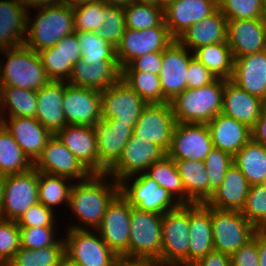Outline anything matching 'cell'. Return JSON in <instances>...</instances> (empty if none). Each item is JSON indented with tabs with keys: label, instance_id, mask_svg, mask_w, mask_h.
Returning a JSON list of instances; mask_svg holds the SVG:
<instances>
[{
	"label": "cell",
	"instance_id": "cell-68",
	"mask_svg": "<svg viewBox=\"0 0 266 266\" xmlns=\"http://www.w3.org/2000/svg\"><path fill=\"white\" fill-rule=\"evenodd\" d=\"M59 266H78V265L72 263L71 261H69L64 257Z\"/></svg>",
	"mask_w": 266,
	"mask_h": 266
},
{
	"label": "cell",
	"instance_id": "cell-12",
	"mask_svg": "<svg viewBox=\"0 0 266 266\" xmlns=\"http://www.w3.org/2000/svg\"><path fill=\"white\" fill-rule=\"evenodd\" d=\"M213 148L207 124L176 122L167 156L173 160L204 161Z\"/></svg>",
	"mask_w": 266,
	"mask_h": 266
},
{
	"label": "cell",
	"instance_id": "cell-6",
	"mask_svg": "<svg viewBox=\"0 0 266 266\" xmlns=\"http://www.w3.org/2000/svg\"><path fill=\"white\" fill-rule=\"evenodd\" d=\"M189 204L163 214L161 266H188Z\"/></svg>",
	"mask_w": 266,
	"mask_h": 266
},
{
	"label": "cell",
	"instance_id": "cell-72",
	"mask_svg": "<svg viewBox=\"0 0 266 266\" xmlns=\"http://www.w3.org/2000/svg\"><path fill=\"white\" fill-rule=\"evenodd\" d=\"M261 1H262V4H263V8H264V10L266 12V0H261Z\"/></svg>",
	"mask_w": 266,
	"mask_h": 266
},
{
	"label": "cell",
	"instance_id": "cell-35",
	"mask_svg": "<svg viewBox=\"0 0 266 266\" xmlns=\"http://www.w3.org/2000/svg\"><path fill=\"white\" fill-rule=\"evenodd\" d=\"M234 165L250 185L266 184V147L250 140L234 156Z\"/></svg>",
	"mask_w": 266,
	"mask_h": 266
},
{
	"label": "cell",
	"instance_id": "cell-21",
	"mask_svg": "<svg viewBox=\"0 0 266 266\" xmlns=\"http://www.w3.org/2000/svg\"><path fill=\"white\" fill-rule=\"evenodd\" d=\"M227 21V43L234 59L266 50V18Z\"/></svg>",
	"mask_w": 266,
	"mask_h": 266
},
{
	"label": "cell",
	"instance_id": "cell-22",
	"mask_svg": "<svg viewBox=\"0 0 266 266\" xmlns=\"http://www.w3.org/2000/svg\"><path fill=\"white\" fill-rule=\"evenodd\" d=\"M97 140L98 161L108 171L120 158L133 135V127L118 120L99 119L93 126Z\"/></svg>",
	"mask_w": 266,
	"mask_h": 266
},
{
	"label": "cell",
	"instance_id": "cell-44",
	"mask_svg": "<svg viewBox=\"0 0 266 266\" xmlns=\"http://www.w3.org/2000/svg\"><path fill=\"white\" fill-rule=\"evenodd\" d=\"M126 28L143 30L159 26L164 21V9L133 2L124 8Z\"/></svg>",
	"mask_w": 266,
	"mask_h": 266
},
{
	"label": "cell",
	"instance_id": "cell-50",
	"mask_svg": "<svg viewBox=\"0 0 266 266\" xmlns=\"http://www.w3.org/2000/svg\"><path fill=\"white\" fill-rule=\"evenodd\" d=\"M126 29L124 8L106 5L104 7V23L96 34L103 40L117 46Z\"/></svg>",
	"mask_w": 266,
	"mask_h": 266
},
{
	"label": "cell",
	"instance_id": "cell-70",
	"mask_svg": "<svg viewBox=\"0 0 266 266\" xmlns=\"http://www.w3.org/2000/svg\"><path fill=\"white\" fill-rule=\"evenodd\" d=\"M0 266H7L6 261H4L1 257H0Z\"/></svg>",
	"mask_w": 266,
	"mask_h": 266
},
{
	"label": "cell",
	"instance_id": "cell-52",
	"mask_svg": "<svg viewBox=\"0 0 266 266\" xmlns=\"http://www.w3.org/2000/svg\"><path fill=\"white\" fill-rule=\"evenodd\" d=\"M20 248V229L16 221L0 218V257L8 263Z\"/></svg>",
	"mask_w": 266,
	"mask_h": 266
},
{
	"label": "cell",
	"instance_id": "cell-9",
	"mask_svg": "<svg viewBox=\"0 0 266 266\" xmlns=\"http://www.w3.org/2000/svg\"><path fill=\"white\" fill-rule=\"evenodd\" d=\"M175 39L163 21L159 26L136 30L126 28L116 46V57L122 69L130 61L153 52H163Z\"/></svg>",
	"mask_w": 266,
	"mask_h": 266
},
{
	"label": "cell",
	"instance_id": "cell-63",
	"mask_svg": "<svg viewBox=\"0 0 266 266\" xmlns=\"http://www.w3.org/2000/svg\"><path fill=\"white\" fill-rule=\"evenodd\" d=\"M106 5L109 6H117L125 8L126 6L130 5L134 2V0H102Z\"/></svg>",
	"mask_w": 266,
	"mask_h": 266
},
{
	"label": "cell",
	"instance_id": "cell-56",
	"mask_svg": "<svg viewBox=\"0 0 266 266\" xmlns=\"http://www.w3.org/2000/svg\"><path fill=\"white\" fill-rule=\"evenodd\" d=\"M216 77L200 62L193 58L188 67L186 88L194 89L210 84Z\"/></svg>",
	"mask_w": 266,
	"mask_h": 266
},
{
	"label": "cell",
	"instance_id": "cell-60",
	"mask_svg": "<svg viewBox=\"0 0 266 266\" xmlns=\"http://www.w3.org/2000/svg\"><path fill=\"white\" fill-rule=\"evenodd\" d=\"M252 140L266 147V106L257 122L251 128Z\"/></svg>",
	"mask_w": 266,
	"mask_h": 266
},
{
	"label": "cell",
	"instance_id": "cell-46",
	"mask_svg": "<svg viewBox=\"0 0 266 266\" xmlns=\"http://www.w3.org/2000/svg\"><path fill=\"white\" fill-rule=\"evenodd\" d=\"M208 173V200L222 184L227 170L234 164L233 156L218 148H213L204 160Z\"/></svg>",
	"mask_w": 266,
	"mask_h": 266
},
{
	"label": "cell",
	"instance_id": "cell-45",
	"mask_svg": "<svg viewBox=\"0 0 266 266\" xmlns=\"http://www.w3.org/2000/svg\"><path fill=\"white\" fill-rule=\"evenodd\" d=\"M217 3L227 20L266 18L261 0H217Z\"/></svg>",
	"mask_w": 266,
	"mask_h": 266
},
{
	"label": "cell",
	"instance_id": "cell-2",
	"mask_svg": "<svg viewBox=\"0 0 266 266\" xmlns=\"http://www.w3.org/2000/svg\"><path fill=\"white\" fill-rule=\"evenodd\" d=\"M225 79L216 78L208 85L188 89L178 94L171 102L176 122L208 124L222 113Z\"/></svg>",
	"mask_w": 266,
	"mask_h": 266
},
{
	"label": "cell",
	"instance_id": "cell-39",
	"mask_svg": "<svg viewBox=\"0 0 266 266\" xmlns=\"http://www.w3.org/2000/svg\"><path fill=\"white\" fill-rule=\"evenodd\" d=\"M145 174L160 187L176 198L179 204H186V192L175 161L167 155L149 166ZM176 194V195H175Z\"/></svg>",
	"mask_w": 266,
	"mask_h": 266
},
{
	"label": "cell",
	"instance_id": "cell-17",
	"mask_svg": "<svg viewBox=\"0 0 266 266\" xmlns=\"http://www.w3.org/2000/svg\"><path fill=\"white\" fill-rule=\"evenodd\" d=\"M132 207L120 193L107 206L96 229L102 240L116 254L123 255L129 247Z\"/></svg>",
	"mask_w": 266,
	"mask_h": 266
},
{
	"label": "cell",
	"instance_id": "cell-4",
	"mask_svg": "<svg viewBox=\"0 0 266 266\" xmlns=\"http://www.w3.org/2000/svg\"><path fill=\"white\" fill-rule=\"evenodd\" d=\"M6 58L1 65L3 87H17L38 91L51 80L42 66L38 52L25 45L1 49Z\"/></svg>",
	"mask_w": 266,
	"mask_h": 266
},
{
	"label": "cell",
	"instance_id": "cell-55",
	"mask_svg": "<svg viewBox=\"0 0 266 266\" xmlns=\"http://www.w3.org/2000/svg\"><path fill=\"white\" fill-rule=\"evenodd\" d=\"M230 257L232 266H259L257 231Z\"/></svg>",
	"mask_w": 266,
	"mask_h": 266
},
{
	"label": "cell",
	"instance_id": "cell-18",
	"mask_svg": "<svg viewBox=\"0 0 266 266\" xmlns=\"http://www.w3.org/2000/svg\"><path fill=\"white\" fill-rule=\"evenodd\" d=\"M62 106L67 125L94 126L101 119V91L65 81Z\"/></svg>",
	"mask_w": 266,
	"mask_h": 266
},
{
	"label": "cell",
	"instance_id": "cell-14",
	"mask_svg": "<svg viewBox=\"0 0 266 266\" xmlns=\"http://www.w3.org/2000/svg\"><path fill=\"white\" fill-rule=\"evenodd\" d=\"M148 104L121 78L101 91V119L118 120L133 128Z\"/></svg>",
	"mask_w": 266,
	"mask_h": 266
},
{
	"label": "cell",
	"instance_id": "cell-3",
	"mask_svg": "<svg viewBox=\"0 0 266 266\" xmlns=\"http://www.w3.org/2000/svg\"><path fill=\"white\" fill-rule=\"evenodd\" d=\"M36 9L39 11L35 19H30L28 11L26 25L28 35H25L27 37L23 43L26 47L39 52L54 46L64 36L75 32L73 10L66 4Z\"/></svg>",
	"mask_w": 266,
	"mask_h": 266
},
{
	"label": "cell",
	"instance_id": "cell-11",
	"mask_svg": "<svg viewBox=\"0 0 266 266\" xmlns=\"http://www.w3.org/2000/svg\"><path fill=\"white\" fill-rule=\"evenodd\" d=\"M38 171L7 175L4 183L1 219L17 221L38 202Z\"/></svg>",
	"mask_w": 266,
	"mask_h": 266
},
{
	"label": "cell",
	"instance_id": "cell-61",
	"mask_svg": "<svg viewBox=\"0 0 266 266\" xmlns=\"http://www.w3.org/2000/svg\"><path fill=\"white\" fill-rule=\"evenodd\" d=\"M257 247L259 266H266V234L262 230H257Z\"/></svg>",
	"mask_w": 266,
	"mask_h": 266
},
{
	"label": "cell",
	"instance_id": "cell-27",
	"mask_svg": "<svg viewBox=\"0 0 266 266\" xmlns=\"http://www.w3.org/2000/svg\"><path fill=\"white\" fill-rule=\"evenodd\" d=\"M231 80L266 102V50L234 59Z\"/></svg>",
	"mask_w": 266,
	"mask_h": 266
},
{
	"label": "cell",
	"instance_id": "cell-65",
	"mask_svg": "<svg viewBox=\"0 0 266 266\" xmlns=\"http://www.w3.org/2000/svg\"><path fill=\"white\" fill-rule=\"evenodd\" d=\"M6 176H7L6 174L0 173V218L2 214L3 192H4V183Z\"/></svg>",
	"mask_w": 266,
	"mask_h": 266
},
{
	"label": "cell",
	"instance_id": "cell-49",
	"mask_svg": "<svg viewBox=\"0 0 266 266\" xmlns=\"http://www.w3.org/2000/svg\"><path fill=\"white\" fill-rule=\"evenodd\" d=\"M105 6L102 0H97L72 9L75 32H96L101 29Z\"/></svg>",
	"mask_w": 266,
	"mask_h": 266
},
{
	"label": "cell",
	"instance_id": "cell-41",
	"mask_svg": "<svg viewBox=\"0 0 266 266\" xmlns=\"http://www.w3.org/2000/svg\"><path fill=\"white\" fill-rule=\"evenodd\" d=\"M69 178L38 172V202L53 210L54 205L69 204L72 184Z\"/></svg>",
	"mask_w": 266,
	"mask_h": 266
},
{
	"label": "cell",
	"instance_id": "cell-20",
	"mask_svg": "<svg viewBox=\"0 0 266 266\" xmlns=\"http://www.w3.org/2000/svg\"><path fill=\"white\" fill-rule=\"evenodd\" d=\"M55 135L91 174L107 173L98 161L97 140L93 126L66 125Z\"/></svg>",
	"mask_w": 266,
	"mask_h": 266
},
{
	"label": "cell",
	"instance_id": "cell-71",
	"mask_svg": "<svg viewBox=\"0 0 266 266\" xmlns=\"http://www.w3.org/2000/svg\"><path fill=\"white\" fill-rule=\"evenodd\" d=\"M5 1H8V0H5ZM9 1L11 2V0H9ZM12 2H14V3H24L23 0H12Z\"/></svg>",
	"mask_w": 266,
	"mask_h": 266
},
{
	"label": "cell",
	"instance_id": "cell-10",
	"mask_svg": "<svg viewBox=\"0 0 266 266\" xmlns=\"http://www.w3.org/2000/svg\"><path fill=\"white\" fill-rule=\"evenodd\" d=\"M137 175L134 176L136 179H133L131 185L127 184L128 181L119 182V193L131 207L163 215L180 205L167 190L160 187L145 173Z\"/></svg>",
	"mask_w": 266,
	"mask_h": 266
},
{
	"label": "cell",
	"instance_id": "cell-7",
	"mask_svg": "<svg viewBox=\"0 0 266 266\" xmlns=\"http://www.w3.org/2000/svg\"><path fill=\"white\" fill-rule=\"evenodd\" d=\"M84 225L75 224L64 240L65 258L78 266H110L117 256L102 240Z\"/></svg>",
	"mask_w": 266,
	"mask_h": 266
},
{
	"label": "cell",
	"instance_id": "cell-13",
	"mask_svg": "<svg viewBox=\"0 0 266 266\" xmlns=\"http://www.w3.org/2000/svg\"><path fill=\"white\" fill-rule=\"evenodd\" d=\"M167 153L158 145L131 136L118 161L107 171L108 178L118 183L127 181L136 174L145 173L154 162L163 159ZM110 176V177H109Z\"/></svg>",
	"mask_w": 266,
	"mask_h": 266
},
{
	"label": "cell",
	"instance_id": "cell-34",
	"mask_svg": "<svg viewBox=\"0 0 266 266\" xmlns=\"http://www.w3.org/2000/svg\"><path fill=\"white\" fill-rule=\"evenodd\" d=\"M186 192V204L208 201V173L204 161L174 160Z\"/></svg>",
	"mask_w": 266,
	"mask_h": 266
},
{
	"label": "cell",
	"instance_id": "cell-48",
	"mask_svg": "<svg viewBox=\"0 0 266 266\" xmlns=\"http://www.w3.org/2000/svg\"><path fill=\"white\" fill-rule=\"evenodd\" d=\"M42 66L51 81H68L73 64L55 46L43 49L38 52Z\"/></svg>",
	"mask_w": 266,
	"mask_h": 266
},
{
	"label": "cell",
	"instance_id": "cell-25",
	"mask_svg": "<svg viewBox=\"0 0 266 266\" xmlns=\"http://www.w3.org/2000/svg\"><path fill=\"white\" fill-rule=\"evenodd\" d=\"M266 102L251 95L231 79H225L222 113L252 128L259 119Z\"/></svg>",
	"mask_w": 266,
	"mask_h": 266
},
{
	"label": "cell",
	"instance_id": "cell-58",
	"mask_svg": "<svg viewBox=\"0 0 266 266\" xmlns=\"http://www.w3.org/2000/svg\"><path fill=\"white\" fill-rule=\"evenodd\" d=\"M191 266H232L231 257L220 251L213 250L199 258Z\"/></svg>",
	"mask_w": 266,
	"mask_h": 266
},
{
	"label": "cell",
	"instance_id": "cell-23",
	"mask_svg": "<svg viewBox=\"0 0 266 266\" xmlns=\"http://www.w3.org/2000/svg\"><path fill=\"white\" fill-rule=\"evenodd\" d=\"M217 9V0H175L164 8V22L171 36L177 39L190 26Z\"/></svg>",
	"mask_w": 266,
	"mask_h": 266
},
{
	"label": "cell",
	"instance_id": "cell-26",
	"mask_svg": "<svg viewBox=\"0 0 266 266\" xmlns=\"http://www.w3.org/2000/svg\"><path fill=\"white\" fill-rule=\"evenodd\" d=\"M188 266L214 250L211 207L205 204H189Z\"/></svg>",
	"mask_w": 266,
	"mask_h": 266
},
{
	"label": "cell",
	"instance_id": "cell-53",
	"mask_svg": "<svg viewBox=\"0 0 266 266\" xmlns=\"http://www.w3.org/2000/svg\"><path fill=\"white\" fill-rule=\"evenodd\" d=\"M53 210L40 202L29 209L16 221L19 228L55 227Z\"/></svg>",
	"mask_w": 266,
	"mask_h": 266
},
{
	"label": "cell",
	"instance_id": "cell-59",
	"mask_svg": "<svg viewBox=\"0 0 266 266\" xmlns=\"http://www.w3.org/2000/svg\"><path fill=\"white\" fill-rule=\"evenodd\" d=\"M110 266H157V264L147 258L128 257L117 255Z\"/></svg>",
	"mask_w": 266,
	"mask_h": 266
},
{
	"label": "cell",
	"instance_id": "cell-57",
	"mask_svg": "<svg viewBox=\"0 0 266 266\" xmlns=\"http://www.w3.org/2000/svg\"><path fill=\"white\" fill-rule=\"evenodd\" d=\"M74 65L81 59V48L76 38V32L64 36L54 45Z\"/></svg>",
	"mask_w": 266,
	"mask_h": 266
},
{
	"label": "cell",
	"instance_id": "cell-51",
	"mask_svg": "<svg viewBox=\"0 0 266 266\" xmlns=\"http://www.w3.org/2000/svg\"><path fill=\"white\" fill-rule=\"evenodd\" d=\"M20 229V245L27 249L64 246V240H55L54 227H30Z\"/></svg>",
	"mask_w": 266,
	"mask_h": 266
},
{
	"label": "cell",
	"instance_id": "cell-69",
	"mask_svg": "<svg viewBox=\"0 0 266 266\" xmlns=\"http://www.w3.org/2000/svg\"><path fill=\"white\" fill-rule=\"evenodd\" d=\"M0 66H1V63H0ZM2 87H3V83H2L1 68H0V93H1Z\"/></svg>",
	"mask_w": 266,
	"mask_h": 266
},
{
	"label": "cell",
	"instance_id": "cell-36",
	"mask_svg": "<svg viewBox=\"0 0 266 266\" xmlns=\"http://www.w3.org/2000/svg\"><path fill=\"white\" fill-rule=\"evenodd\" d=\"M193 56L216 78H232L234 58L227 41L201 46L194 50Z\"/></svg>",
	"mask_w": 266,
	"mask_h": 266
},
{
	"label": "cell",
	"instance_id": "cell-31",
	"mask_svg": "<svg viewBox=\"0 0 266 266\" xmlns=\"http://www.w3.org/2000/svg\"><path fill=\"white\" fill-rule=\"evenodd\" d=\"M121 78L118 63H86L80 59L73 65L67 81L76 87L92 88L103 91L114 85Z\"/></svg>",
	"mask_w": 266,
	"mask_h": 266
},
{
	"label": "cell",
	"instance_id": "cell-30",
	"mask_svg": "<svg viewBox=\"0 0 266 266\" xmlns=\"http://www.w3.org/2000/svg\"><path fill=\"white\" fill-rule=\"evenodd\" d=\"M250 186L243 173L233 164L227 170L220 187L212 194L206 204L219 210L241 212Z\"/></svg>",
	"mask_w": 266,
	"mask_h": 266
},
{
	"label": "cell",
	"instance_id": "cell-64",
	"mask_svg": "<svg viewBox=\"0 0 266 266\" xmlns=\"http://www.w3.org/2000/svg\"><path fill=\"white\" fill-rule=\"evenodd\" d=\"M97 0H63V4H66L71 9L85 5L90 2H95Z\"/></svg>",
	"mask_w": 266,
	"mask_h": 266
},
{
	"label": "cell",
	"instance_id": "cell-28",
	"mask_svg": "<svg viewBox=\"0 0 266 266\" xmlns=\"http://www.w3.org/2000/svg\"><path fill=\"white\" fill-rule=\"evenodd\" d=\"M65 81H50L37 91L36 119L53 135L67 123L63 112Z\"/></svg>",
	"mask_w": 266,
	"mask_h": 266
},
{
	"label": "cell",
	"instance_id": "cell-62",
	"mask_svg": "<svg viewBox=\"0 0 266 266\" xmlns=\"http://www.w3.org/2000/svg\"><path fill=\"white\" fill-rule=\"evenodd\" d=\"M27 8H40L45 6L60 5L63 0H23Z\"/></svg>",
	"mask_w": 266,
	"mask_h": 266
},
{
	"label": "cell",
	"instance_id": "cell-8",
	"mask_svg": "<svg viewBox=\"0 0 266 266\" xmlns=\"http://www.w3.org/2000/svg\"><path fill=\"white\" fill-rule=\"evenodd\" d=\"M214 250L231 256L250 240L257 229L240 211L211 207Z\"/></svg>",
	"mask_w": 266,
	"mask_h": 266
},
{
	"label": "cell",
	"instance_id": "cell-15",
	"mask_svg": "<svg viewBox=\"0 0 266 266\" xmlns=\"http://www.w3.org/2000/svg\"><path fill=\"white\" fill-rule=\"evenodd\" d=\"M176 120L170 102L148 104L133 128V135L139 140L154 143L168 152Z\"/></svg>",
	"mask_w": 266,
	"mask_h": 266
},
{
	"label": "cell",
	"instance_id": "cell-38",
	"mask_svg": "<svg viewBox=\"0 0 266 266\" xmlns=\"http://www.w3.org/2000/svg\"><path fill=\"white\" fill-rule=\"evenodd\" d=\"M34 167L12 135L0 123V173L21 174Z\"/></svg>",
	"mask_w": 266,
	"mask_h": 266
},
{
	"label": "cell",
	"instance_id": "cell-67",
	"mask_svg": "<svg viewBox=\"0 0 266 266\" xmlns=\"http://www.w3.org/2000/svg\"><path fill=\"white\" fill-rule=\"evenodd\" d=\"M134 2L140 3V4H150L157 6V0H134Z\"/></svg>",
	"mask_w": 266,
	"mask_h": 266
},
{
	"label": "cell",
	"instance_id": "cell-42",
	"mask_svg": "<svg viewBox=\"0 0 266 266\" xmlns=\"http://www.w3.org/2000/svg\"><path fill=\"white\" fill-rule=\"evenodd\" d=\"M64 257V246L39 249L21 247L7 266H59Z\"/></svg>",
	"mask_w": 266,
	"mask_h": 266
},
{
	"label": "cell",
	"instance_id": "cell-37",
	"mask_svg": "<svg viewBox=\"0 0 266 266\" xmlns=\"http://www.w3.org/2000/svg\"><path fill=\"white\" fill-rule=\"evenodd\" d=\"M3 107L9 109V117L35 118L37 91L17 87H2L0 93V118H8L3 113Z\"/></svg>",
	"mask_w": 266,
	"mask_h": 266
},
{
	"label": "cell",
	"instance_id": "cell-19",
	"mask_svg": "<svg viewBox=\"0 0 266 266\" xmlns=\"http://www.w3.org/2000/svg\"><path fill=\"white\" fill-rule=\"evenodd\" d=\"M34 168L38 172L63 176L69 180L82 181L91 175L56 135L48 140L42 154L34 162Z\"/></svg>",
	"mask_w": 266,
	"mask_h": 266
},
{
	"label": "cell",
	"instance_id": "cell-32",
	"mask_svg": "<svg viewBox=\"0 0 266 266\" xmlns=\"http://www.w3.org/2000/svg\"><path fill=\"white\" fill-rule=\"evenodd\" d=\"M227 19L219 9L193 24L177 40L188 50L227 41Z\"/></svg>",
	"mask_w": 266,
	"mask_h": 266
},
{
	"label": "cell",
	"instance_id": "cell-29",
	"mask_svg": "<svg viewBox=\"0 0 266 266\" xmlns=\"http://www.w3.org/2000/svg\"><path fill=\"white\" fill-rule=\"evenodd\" d=\"M207 125L213 146L232 156L252 139L249 126L223 113L216 115Z\"/></svg>",
	"mask_w": 266,
	"mask_h": 266
},
{
	"label": "cell",
	"instance_id": "cell-54",
	"mask_svg": "<svg viewBox=\"0 0 266 266\" xmlns=\"http://www.w3.org/2000/svg\"><path fill=\"white\" fill-rule=\"evenodd\" d=\"M163 52L145 54L130 61L121 72H147L159 75L162 67Z\"/></svg>",
	"mask_w": 266,
	"mask_h": 266
},
{
	"label": "cell",
	"instance_id": "cell-47",
	"mask_svg": "<svg viewBox=\"0 0 266 266\" xmlns=\"http://www.w3.org/2000/svg\"><path fill=\"white\" fill-rule=\"evenodd\" d=\"M241 213L257 230L266 226V184L250 186Z\"/></svg>",
	"mask_w": 266,
	"mask_h": 266
},
{
	"label": "cell",
	"instance_id": "cell-40",
	"mask_svg": "<svg viewBox=\"0 0 266 266\" xmlns=\"http://www.w3.org/2000/svg\"><path fill=\"white\" fill-rule=\"evenodd\" d=\"M81 48V59L86 63H118L116 47L103 40L96 32H76Z\"/></svg>",
	"mask_w": 266,
	"mask_h": 266
},
{
	"label": "cell",
	"instance_id": "cell-33",
	"mask_svg": "<svg viewBox=\"0 0 266 266\" xmlns=\"http://www.w3.org/2000/svg\"><path fill=\"white\" fill-rule=\"evenodd\" d=\"M28 11L24 3L0 1V50L23 45Z\"/></svg>",
	"mask_w": 266,
	"mask_h": 266
},
{
	"label": "cell",
	"instance_id": "cell-24",
	"mask_svg": "<svg viewBox=\"0 0 266 266\" xmlns=\"http://www.w3.org/2000/svg\"><path fill=\"white\" fill-rule=\"evenodd\" d=\"M9 120L0 118V123L34 163L42 154L53 134L40 124L36 118L9 117Z\"/></svg>",
	"mask_w": 266,
	"mask_h": 266
},
{
	"label": "cell",
	"instance_id": "cell-73",
	"mask_svg": "<svg viewBox=\"0 0 266 266\" xmlns=\"http://www.w3.org/2000/svg\"><path fill=\"white\" fill-rule=\"evenodd\" d=\"M266 234V226L261 229Z\"/></svg>",
	"mask_w": 266,
	"mask_h": 266
},
{
	"label": "cell",
	"instance_id": "cell-16",
	"mask_svg": "<svg viewBox=\"0 0 266 266\" xmlns=\"http://www.w3.org/2000/svg\"><path fill=\"white\" fill-rule=\"evenodd\" d=\"M188 49L175 39L164 51L159 73L162 88V104L171 102L186 89V78L190 61Z\"/></svg>",
	"mask_w": 266,
	"mask_h": 266
},
{
	"label": "cell",
	"instance_id": "cell-1",
	"mask_svg": "<svg viewBox=\"0 0 266 266\" xmlns=\"http://www.w3.org/2000/svg\"><path fill=\"white\" fill-rule=\"evenodd\" d=\"M107 176L106 173L91 174L87 179L73 183L70 191L68 205L72 212L93 230L100 226L107 206L119 194V183L112 179L114 183L111 180L109 185L105 180Z\"/></svg>",
	"mask_w": 266,
	"mask_h": 266
},
{
	"label": "cell",
	"instance_id": "cell-43",
	"mask_svg": "<svg viewBox=\"0 0 266 266\" xmlns=\"http://www.w3.org/2000/svg\"><path fill=\"white\" fill-rule=\"evenodd\" d=\"M121 79L147 104H162L159 75L147 72H121Z\"/></svg>",
	"mask_w": 266,
	"mask_h": 266
},
{
	"label": "cell",
	"instance_id": "cell-5",
	"mask_svg": "<svg viewBox=\"0 0 266 266\" xmlns=\"http://www.w3.org/2000/svg\"><path fill=\"white\" fill-rule=\"evenodd\" d=\"M162 214L132 207L128 257L147 258L161 266Z\"/></svg>",
	"mask_w": 266,
	"mask_h": 266
},
{
	"label": "cell",
	"instance_id": "cell-66",
	"mask_svg": "<svg viewBox=\"0 0 266 266\" xmlns=\"http://www.w3.org/2000/svg\"><path fill=\"white\" fill-rule=\"evenodd\" d=\"M175 0H157V6L161 8H166L169 4H171Z\"/></svg>",
	"mask_w": 266,
	"mask_h": 266
}]
</instances>
